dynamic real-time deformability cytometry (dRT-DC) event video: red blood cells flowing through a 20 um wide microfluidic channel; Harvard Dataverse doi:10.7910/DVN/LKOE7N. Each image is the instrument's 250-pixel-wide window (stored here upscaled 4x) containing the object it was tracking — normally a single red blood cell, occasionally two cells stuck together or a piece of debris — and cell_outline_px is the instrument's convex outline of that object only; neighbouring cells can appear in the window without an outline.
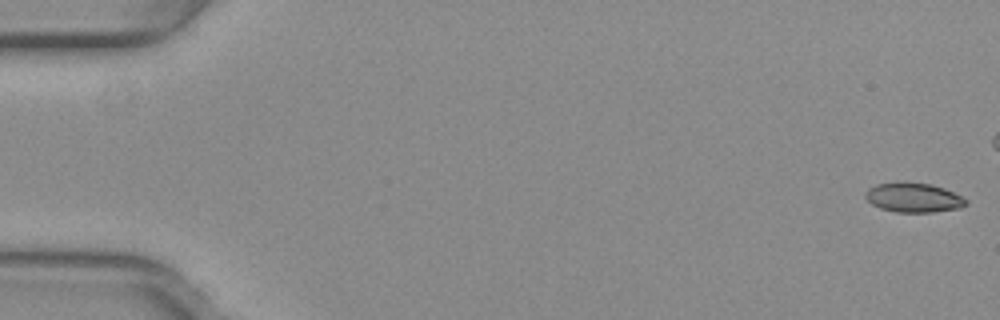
{"species": "common noctule bat (a hibernating species)", "species_latin": "Nyctalus noctula", "temperature_condition": "warm", "stored_images_in_passage": 46, "camera_frame_rate_fps": 3000, "um_per_image_px": 0.085, "animal": {"sex": "female", "body_mass_g": 29.2, "forearm_length_mm": 56.3}, "frame": {"image": 1, "passage_image": 1, "time_ms": 0.0, "image_size_px": [1000, 320], "cell_outline_px": [[968, 204], [960, 208], [932, 212], [896, 212], [880, 208], [872, 204], [864, 196], [864, 192], [868, 188], [876, 184], [932, 184], [944, 188], [968, 200]], "centroid_in_image_um": [77.66, 16.83], "position_along_channel_um": 7.3, "area_um2": 16.82}}
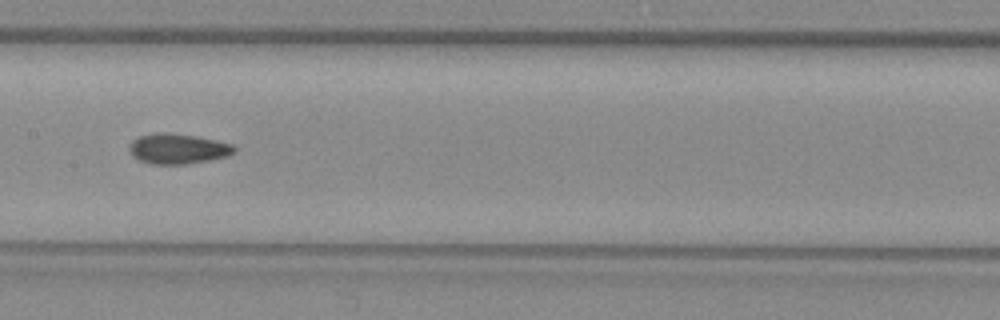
{"frame": {"image": 2, "passage_image": 27, "time_ms": 8.667, "image_size_px": [1000, 320], "cell_outline_px": [[236, 152], [228, 156], [212, 160], [188, 164], [148, 164], [132, 156], [128, 148], [132, 140], [140, 136], [156, 132], [168, 132], [196, 136], [216, 140], [232, 144], [236, 148]], "centroid_in_image_um": [15.13, 12.65], "position_along_channel_um": 192.3, "area_um2": 18.79}}
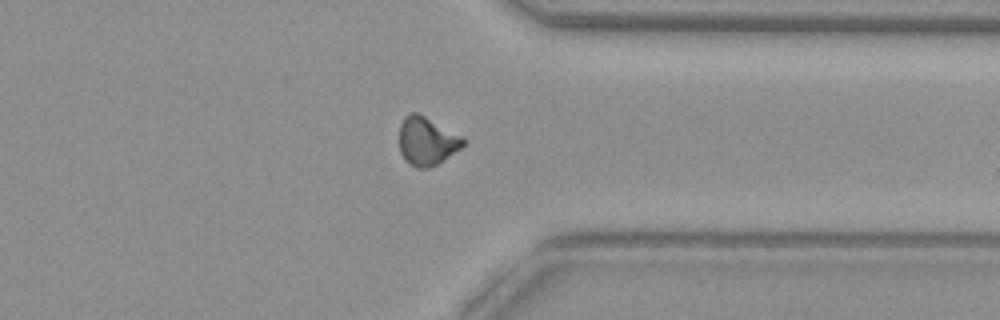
{"frame": {"image": 3, "passage_image": 41, "time_ms": 13.333, "image_size_px": [1000, 320], "cell_outline_px": [[464, 144], [460, 148], [436, 164], [428, 168], [416, 168], [408, 164], [400, 152], [400, 124], [404, 116], [408, 112], [416, 112], [464, 136]], "centroid_in_image_um": [36.26, 11.98], "position_along_channel_um": 375.1, "area_um2": 17.92}}